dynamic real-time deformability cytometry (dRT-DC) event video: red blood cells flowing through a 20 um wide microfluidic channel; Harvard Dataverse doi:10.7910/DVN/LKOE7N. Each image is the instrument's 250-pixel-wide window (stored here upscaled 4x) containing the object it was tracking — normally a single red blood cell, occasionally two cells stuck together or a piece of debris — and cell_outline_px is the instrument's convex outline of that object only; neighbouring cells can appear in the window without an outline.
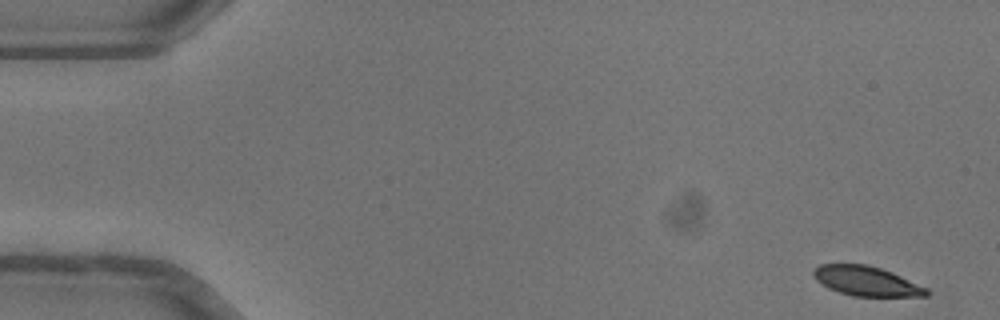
{"species": "common noctule bat (a hibernating species)", "species_latin": "Nyctalus noctula", "temperature_condition": "warm", "stored_images_in_passage": 50, "camera_frame_rate_fps": 3000, "um_per_image_px": 0.085, "animal": {"sex": "female"}, "frame": {"image": 1, "passage_image": 1, "time_ms": 0.0, "image_size_px": [1000, 320], "cell_outline_px": [[928, 296], [852, 296], [828, 288], [816, 280], [812, 276], [812, 268], [820, 264], [868, 264], [892, 272], [928, 288]], "centroid_in_image_um": [73.61, 23.88], "position_along_channel_um": 11.4, "area_um2": 19.59}}
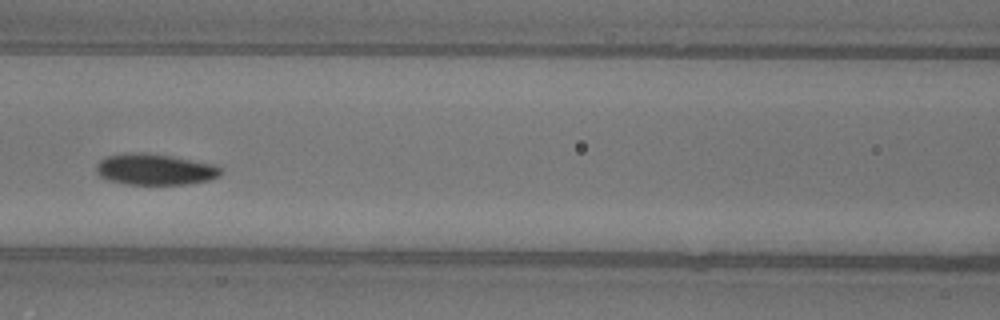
{"frame": {"image": 2, "passage_image": 22, "time_ms": 7.0, "image_size_px": [1000, 320], "cell_outline_px": [[224, 172], [220, 176], [208, 180], [188, 184], [128, 184], [108, 180], [100, 176], [96, 172], [96, 164], [100, 160], [108, 156], [124, 152], [144, 152], [172, 156], [216, 164]], "centroid_in_image_um": [13.18, 14.38], "position_along_channel_um": 153.4, "area_um2": 22.83}}
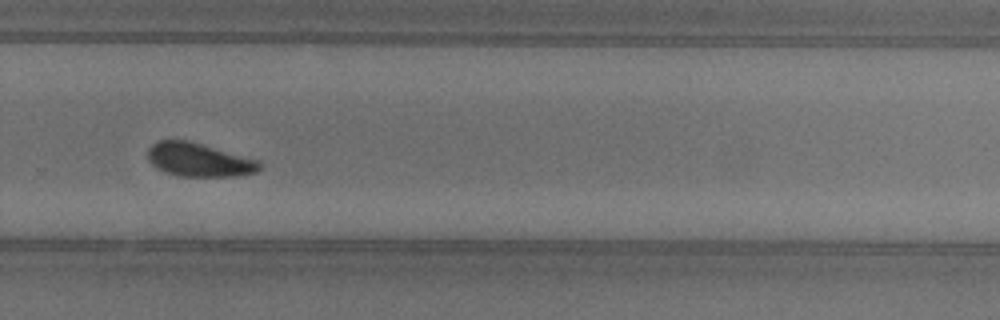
{"frame": {"image": 3, "passage_image": 34, "time_ms": 11.0, "image_size_px": [1000, 320], "cell_outline_px": [[264, 164], [256, 172], [236, 176], [180, 176], [156, 168], [148, 160], [148, 148], [156, 140], [188, 140], [260, 160]], "centroid_in_image_um": [16.93, 13.57], "position_along_channel_um": 312.9, "area_um2": 21.96}, "authors_computed_cell_mechanics": {"area_um2": 21.9351, "velocity_mm_per_s": 3.9986, "shape_relaxation_time_tau1_ms": 2.1432, "shape_relaxation_time_tau2_ms": null, "deformation_change_tau1": 0.1043, "deformation_change_tau2": null}}